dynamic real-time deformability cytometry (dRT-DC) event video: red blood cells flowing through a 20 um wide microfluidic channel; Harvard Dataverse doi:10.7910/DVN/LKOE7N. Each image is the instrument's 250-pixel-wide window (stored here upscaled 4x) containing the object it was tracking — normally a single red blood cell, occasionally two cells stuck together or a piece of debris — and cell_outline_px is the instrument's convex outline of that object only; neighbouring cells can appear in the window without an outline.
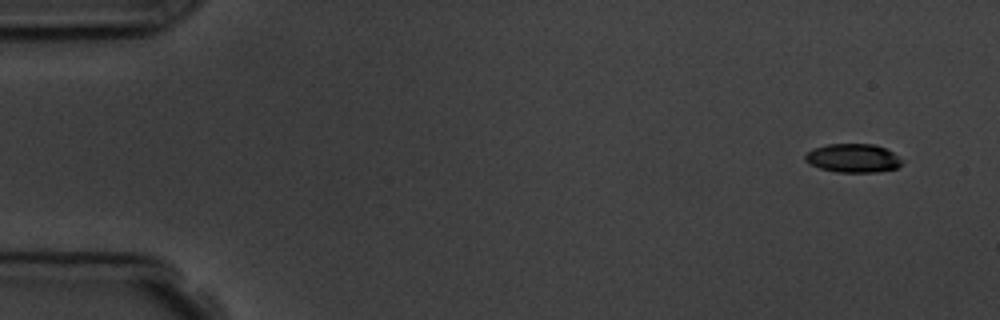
{"species": "common noctule bat (a hibernating species)", "species_latin": "Nyctalus noctula", "temperature_condition": "room temperature", "stored_images_in_passage": 7, "camera_frame_rate_fps": 3000, "um_per_image_px": 0.085, "animal": {"sex": "male", "body_mass_g": 19.5, "forearm_length_mm": 54.6}, "frame": {"image": 1, "passage_image": 1, "time_ms": 0.0, "image_size_px": [1000, 320], "cell_outline_px": [[904, 164], [896, 168], [876, 172], [836, 172], [820, 168], [808, 164], [804, 160], [804, 156], [812, 148], [828, 144], [876, 144], [892, 152], [904, 160]], "centroid_in_image_um": [72.51, 13.44], "position_along_channel_um": 12.5, "area_um2": 16.36}}
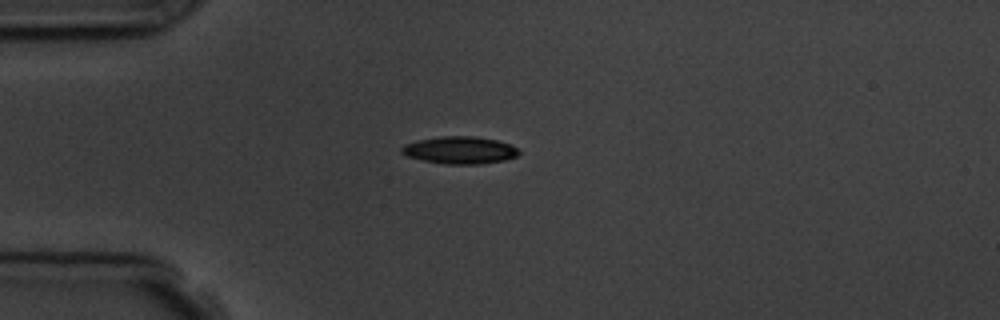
{"frame": {"image": 2, "passage_image": 4, "time_ms": 3.667, "image_size_px": [1000, 320], "cell_outline_px": [[520, 152], [516, 156], [504, 160], [480, 164], [444, 164], [424, 160], [408, 156], [400, 152], [400, 148], [404, 144], [416, 140], [440, 136], [476, 136], [496, 140], [508, 144], [516, 148]], "centroid_in_image_um": [39.04, 12.75], "position_along_channel_um": 46.0, "area_um2": 18.61}}